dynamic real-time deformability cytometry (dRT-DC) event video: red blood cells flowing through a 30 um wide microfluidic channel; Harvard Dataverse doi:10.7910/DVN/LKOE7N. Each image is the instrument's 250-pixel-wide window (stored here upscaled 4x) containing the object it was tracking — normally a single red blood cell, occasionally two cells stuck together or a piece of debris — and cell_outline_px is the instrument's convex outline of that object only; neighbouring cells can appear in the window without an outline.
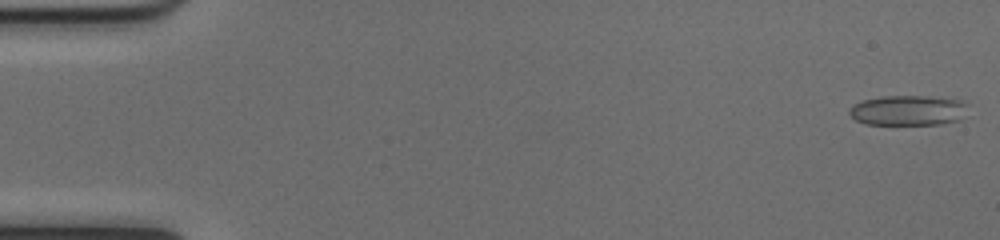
{"species": "common noctule bat (a hibernating species)", "species_latin": "Nyctalus noctula", "temperature_condition": "cold", "stored_images_in_passage": 51, "camera_frame_rate_fps": 3000, "um_per_image_px": 0.085, "animal": {"sex": "female", "body_mass_g": 17.0, "forearm_length_mm": 48.0}, "frame": {"image": 1, "passage_image": 1, "time_ms": 0.0, "image_size_px": [1000, 240], "cell_outline_px": [[968, 104], [960, 120], [944, 124], [864, 124], [856, 120], [848, 112], [848, 108], [852, 104], [860, 100], [880, 96], [928, 96], [968, 100]], "centroid_in_image_um": [77.19, 9.36], "position_along_channel_um": 7.8, "area_um2": 21.27}}
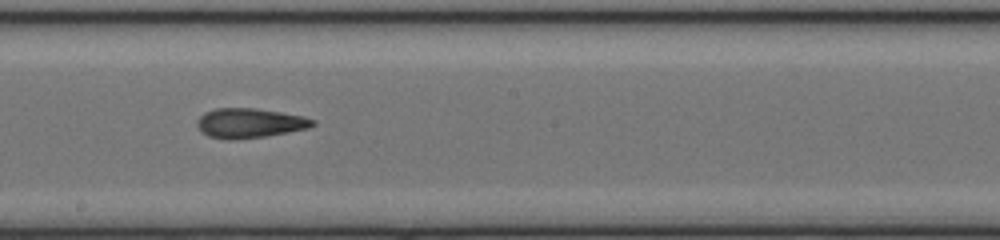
{"frame": {"image": 2, "passage_image": 29, "time_ms": 9.333, "image_size_px": [1000, 240], "cell_outline_px": [[316, 124], [308, 128], [288, 132], [264, 136], [232, 140], [228, 140], [208, 136], [196, 124], [196, 120], [204, 112], [216, 108], [256, 108], [304, 116], [316, 120]], "centroid_in_image_um": [21.23, 10.45], "position_along_channel_um": 227.0, "area_um2": 19.94}}
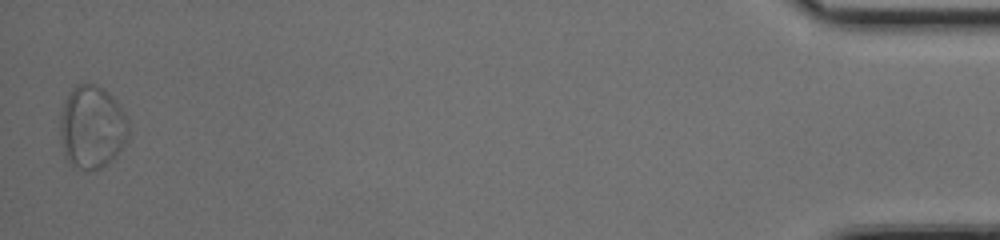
{"frame": {"image": 3, "passage_image": 51, "time_ms": 16.667, "image_size_px": [1000, 240], "cell_outline_px": [[128, 136], [124, 144], [100, 168], [92, 172], [72, 168], [68, 164], [64, 156], [60, 140], [60, 112], [72, 88], [76, 84], [96, 84], [108, 92], [116, 100], [124, 112], [128, 120]], "centroid_in_image_um": [7.77, 10.82], "position_along_channel_um": 427.4, "area_um2": 33.23}, "authors_computed_cell_mechanics": {"area_um2": 20.7502, "velocity_mm_per_s": 4.0126, "shape_relaxation_time_tau1_ms": null, "shape_relaxation_time_tau2_ms": 3.0498, "deformation_change_tau1": null, "deformation_change_tau2": 0.0963}}